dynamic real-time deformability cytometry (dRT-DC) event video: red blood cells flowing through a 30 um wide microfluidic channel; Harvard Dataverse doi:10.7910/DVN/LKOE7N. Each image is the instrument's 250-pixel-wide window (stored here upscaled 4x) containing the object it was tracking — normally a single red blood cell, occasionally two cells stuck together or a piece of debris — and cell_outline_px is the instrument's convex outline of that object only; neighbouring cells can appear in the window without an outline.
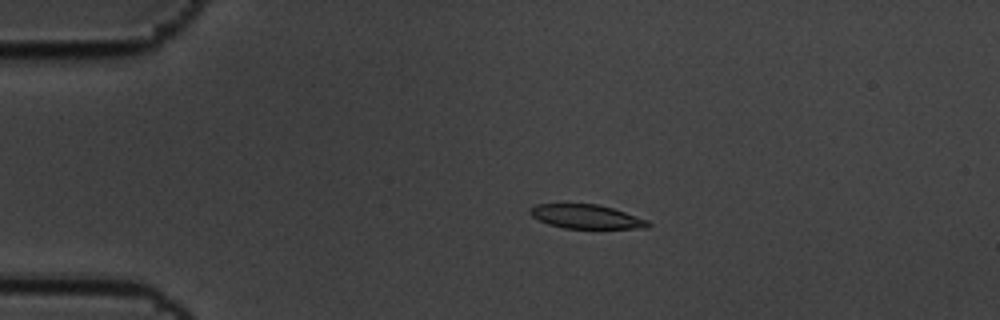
{"species": "common noctule bat (a hibernating species)", "species_latin": "Nyctalus noctula", "temperature_condition": "cold", "stored_images_in_passage": 9, "camera_frame_rate_fps": 3000, "um_per_image_px": 0.085, "animal": {"sex": "male", "body_mass_g": 19.5, "forearm_length_mm": 54.6}, "frame": {"image": 1, "passage_image": 4, "time_ms": 1.0, "image_size_px": [1000, 320], "cell_outline_px": [[652, 224], [648, 228], [564, 228], [548, 224], [532, 216], [528, 212], [536, 204], [596, 204], [612, 208], [648, 220]], "centroid_in_image_um": [49.85, 18.42], "position_along_channel_um": 35.2, "area_um2": 16.3}}
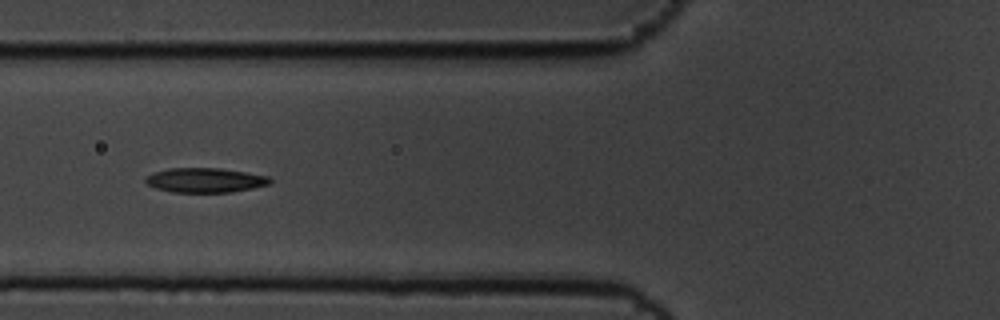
{"frame": {"image": 2, "passage_image": 7, "time_ms": 2.0, "image_size_px": [1000, 320], "cell_outline_px": [[272, 180], [268, 184], [252, 188], [232, 192], [172, 192], [156, 188], [148, 184], [144, 180], [152, 172], [168, 168], [220, 168], [268, 176]], "centroid_in_image_um": [17.41, 15.31], "position_along_channel_um": 108.4, "area_um2": 17.69}}
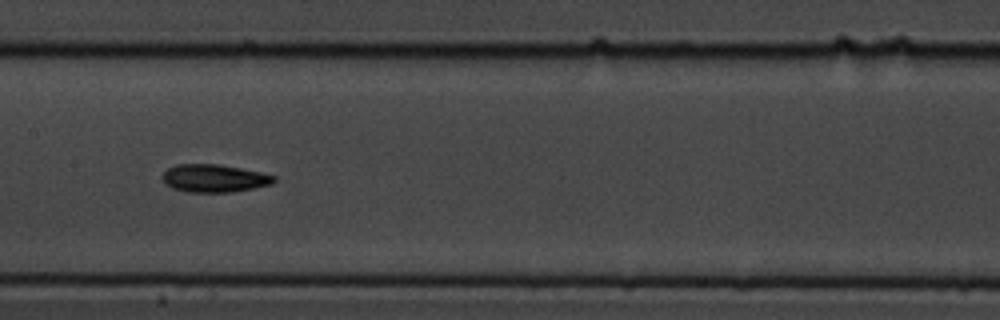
{"frame": {"image": 3, "passage_image": 9, "time_ms": 2.667, "image_size_px": [1000, 320], "cell_outline_px": [[276, 180], [272, 184], [232, 192], [188, 192], [172, 188], [164, 184], [160, 176], [168, 168], [176, 164], [216, 164], [240, 168], [260, 172], [276, 176]], "centroid_in_image_um": [18.16, 15.15], "position_along_channel_um": 189.2, "area_um2": 18.15}}